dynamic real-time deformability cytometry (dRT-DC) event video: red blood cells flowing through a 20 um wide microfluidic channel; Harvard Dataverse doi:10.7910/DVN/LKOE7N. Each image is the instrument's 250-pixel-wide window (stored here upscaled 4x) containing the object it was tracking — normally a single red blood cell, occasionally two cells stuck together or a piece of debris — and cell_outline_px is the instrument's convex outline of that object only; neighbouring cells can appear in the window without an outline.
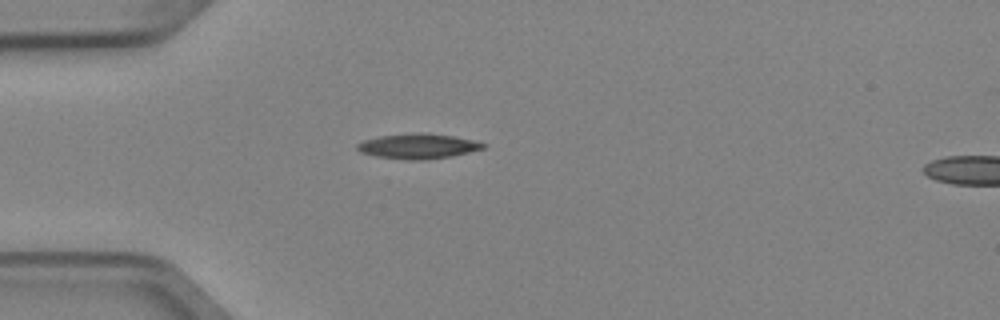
{"species": "Egyptian fruit bat (a non-hibernating species)", "species_latin": "Rousettus aegyptiacus", "temperature_condition": "cold", "stored_images_in_passage": 2, "camera_frame_rate_fps": 3000, "um_per_image_px": 0.085, "animal": {"sex": "female"}, "frame": {"image": 1, "passage_image": 1, "time_ms": 0.0, "image_size_px": [1000, 320], "cell_outline_px": [[488, 144], [484, 148], [452, 156], [428, 160], [408, 160], [376, 156], [360, 152], [356, 148], [356, 144], [364, 140], [380, 136], [420, 132], [452, 136], [472, 140]], "centroid_in_image_um": [35.52, 12.43], "position_along_channel_um": 49.5, "area_um2": 18.32}}